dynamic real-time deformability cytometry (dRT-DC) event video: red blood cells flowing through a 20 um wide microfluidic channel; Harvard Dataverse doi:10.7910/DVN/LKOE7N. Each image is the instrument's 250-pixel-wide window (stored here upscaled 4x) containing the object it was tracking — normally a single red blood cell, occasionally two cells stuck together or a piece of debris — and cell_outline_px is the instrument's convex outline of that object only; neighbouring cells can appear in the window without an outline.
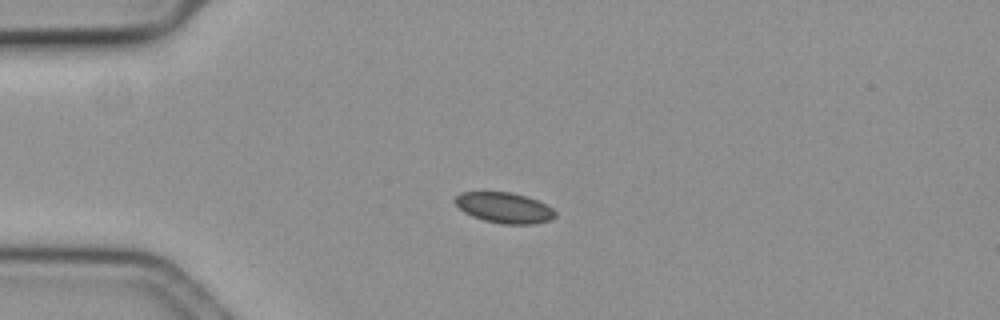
{"species": "common noctule bat (a hibernating species)", "species_latin": "Nyctalus noctula", "temperature_condition": "cold", "stored_images_in_passage": 45, "camera_frame_rate_fps": 3000, "um_per_image_px": 0.085, "animal": {"sex": "female", "body_mass_g": 19.3, "forearm_length_mm": 54.1}, "frame": {"image": 1, "passage_image": 1, "time_ms": 0.0, "image_size_px": [1000, 320], "cell_outline_px": [[556, 216], [548, 220], [532, 224], [500, 224], [484, 220], [472, 216], [464, 212], [452, 200], [460, 192], [512, 192], [536, 200], [552, 208], [556, 212]], "centroid_in_image_um": [42.83, 17.66], "position_along_channel_um": 42.2, "area_um2": 17.74}}
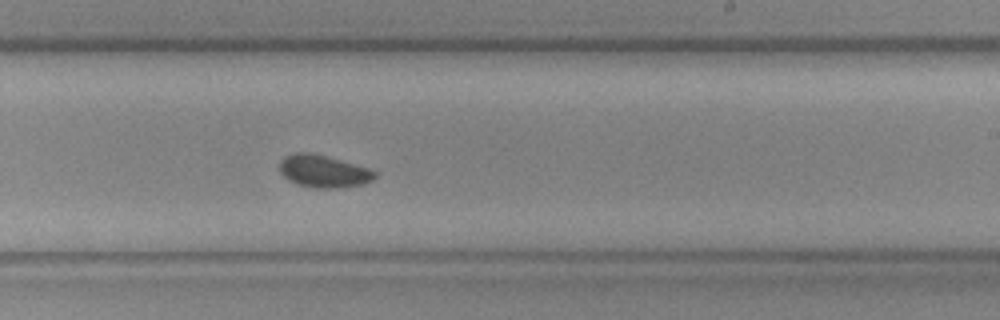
{"frame": {"image": 2, "passage_image": 22, "time_ms": 7.0, "image_size_px": [1000, 320], "cell_outline_px": [[376, 176], [372, 180], [364, 184], [340, 188], [312, 188], [296, 184], [288, 180], [280, 172], [280, 160], [284, 156], [296, 152], [308, 152], [340, 160], [368, 168], [376, 172]], "centroid_in_image_um": [27.47, 14.57], "position_along_channel_um": 261.5, "area_um2": 17.98}}
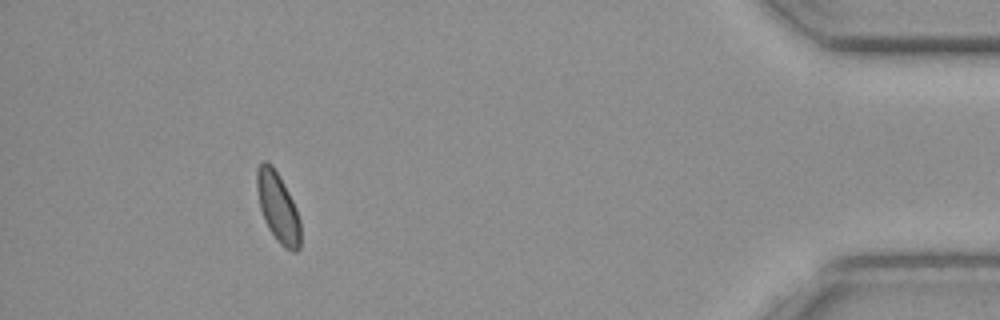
{"frame": {"image": 3, "passage_image": 40, "time_ms": 13.0, "image_size_px": [1000, 320], "cell_outline_px": [[300, 248], [296, 252], [292, 252], [284, 248], [276, 240], [268, 228], [264, 220], [260, 208], [256, 188], [256, 168], [264, 160], [272, 164], [280, 176], [296, 208], [300, 220]], "centroid_in_image_um": [23.61, 17.63], "position_along_channel_um": 411.6, "area_um2": 17.92}, "authors_computed_cell_mechanics": {"area_um2": 18.0914, "velocity_mm_per_s": 3.533, "shape_relaxation_time_tau1_ms": null, "shape_relaxation_time_tau2_ms": 6.9553, "deformation_change_tau1": null, "deformation_change_tau2": 0.0913}}